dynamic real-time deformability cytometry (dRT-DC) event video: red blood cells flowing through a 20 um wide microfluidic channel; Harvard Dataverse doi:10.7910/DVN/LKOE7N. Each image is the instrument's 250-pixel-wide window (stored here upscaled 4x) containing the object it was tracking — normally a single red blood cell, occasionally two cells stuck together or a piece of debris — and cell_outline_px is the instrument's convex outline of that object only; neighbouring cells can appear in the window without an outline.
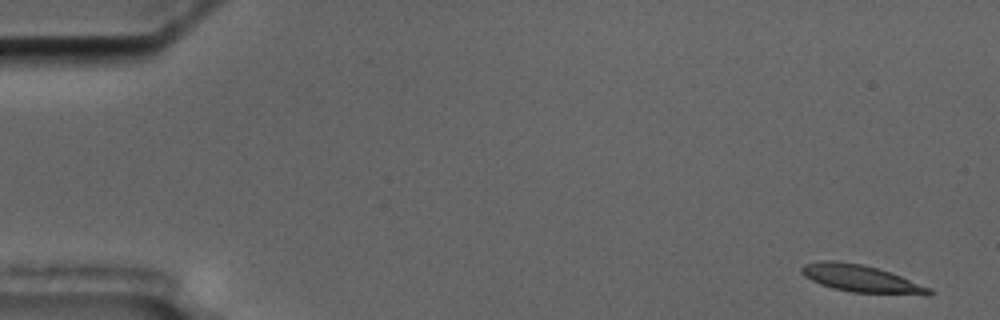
{"species": "common noctule bat (a hibernating species)", "species_latin": "Nyctalus noctula", "temperature_condition": "cold", "stored_images_in_passage": 7, "camera_frame_rate_fps": 3000, "um_per_image_px": 0.085, "animal": {"sex": "male", "body_mass_g": 17.5, "forearm_length_mm": 52.3}, "frame": {"image": 1, "passage_image": 1, "time_ms": 0.0, "image_size_px": [1000, 320], "cell_outline_px": [[936, 292], [928, 296], [852, 292], [832, 288], [820, 284], [804, 276], [800, 272], [800, 268], [804, 264], [820, 260], [836, 260], [860, 264], [876, 268], [900, 276], [932, 288]], "centroid_in_image_um": [73.22, 23.7], "position_along_channel_um": 11.8, "area_um2": 20.46}}
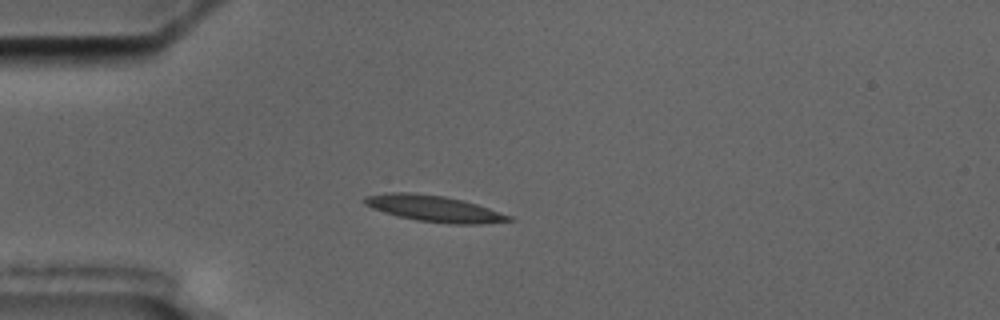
{"frame": {"image": 2, "passage_image": 5, "time_ms": 4.333, "image_size_px": [1000, 320], "cell_outline_px": [[516, 220], [480, 224], [448, 224], [416, 220], [396, 216], [372, 208], [364, 204], [364, 200], [368, 196], [388, 192], [412, 192], [444, 196], [464, 200], [512, 216]], "centroid_in_image_um": [36.92, 17.73], "position_along_channel_um": 48.1, "area_um2": 22.08}}